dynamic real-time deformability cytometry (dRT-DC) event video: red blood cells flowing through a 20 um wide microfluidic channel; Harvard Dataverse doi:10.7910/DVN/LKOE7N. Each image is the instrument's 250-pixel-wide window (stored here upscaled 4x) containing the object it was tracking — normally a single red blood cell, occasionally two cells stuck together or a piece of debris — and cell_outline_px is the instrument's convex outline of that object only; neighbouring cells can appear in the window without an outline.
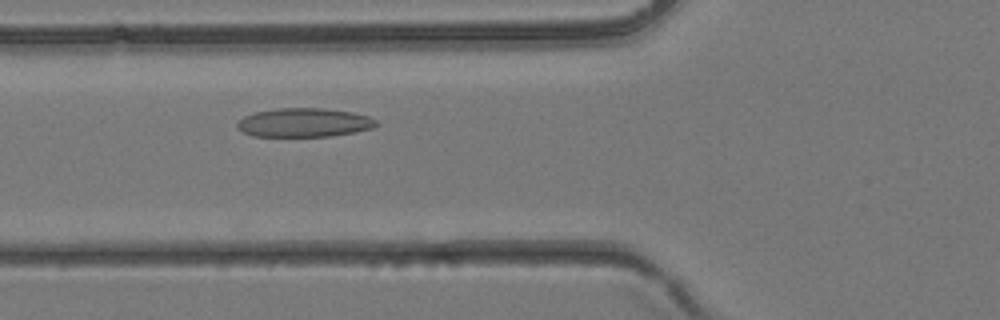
{"species": "common noctule bat (a hibernating species)", "species_latin": "Nyctalus noctula", "temperature_condition": "room temperature", "stored_images_in_passage": 33, "camera_frame_rate_fps": 3000, "um_per_image_px": 0.085, "animal": {"sex": "female", "body_mass_g": 24.6, "forearm_length_mm": 56.2}, "frame": {"image": 1, "passage_image": 9, "time_ms": 2.667, "image_size_px": [1000, 320], "cell_outline_px": [[376, 128], [356, 132], [332, 136], [252, 136], [244, 132], [236, 124], [244, 116], [256, 112], [276, 108], [324, 108], [352, 112], [368, 116], [376, 120]], "centroid_in_image_um": [25.89, 10.42], "position_along_channel_um": 99.9, "area_um2": 23.35}}
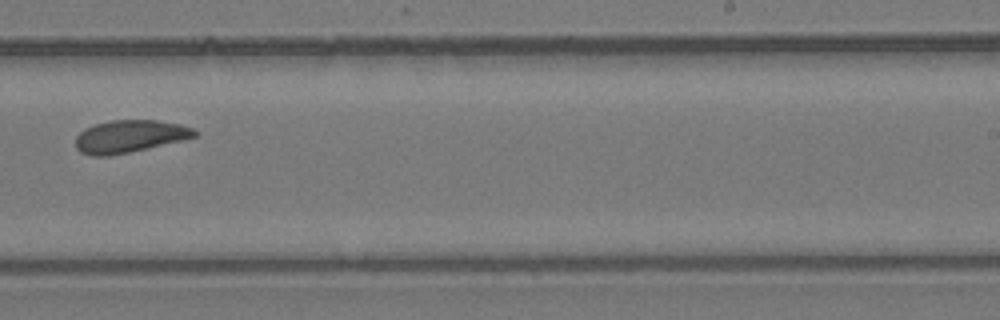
{"frame": {"image": 2, "passage_image": 19, "time_ms": 6.0, "image_size_px": [1000, 320], "cell_outline_px": [[200, 132], [196, 136], [184, 140], [148, 148], [108, 156], [92, 156], [80, 152], [76, 148], [76, 136], [84, 128], [96, 124], [112, 120], [156, 120], [180, 124], [196, 128]], "centroid_in_image_um": [11.06, 11.58], "position_along_channel_um": 277.9, "area_um2": 22.66}}
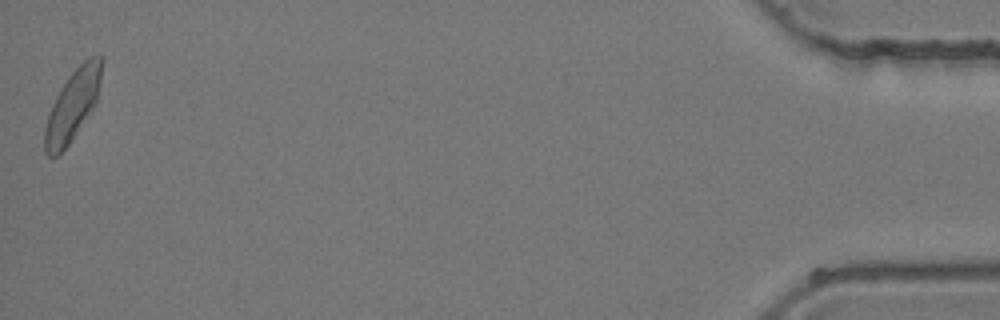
{"frame": {"image": 3, "passage_image": 33, "time_ms": 10.667, "image_size_px": [1000, 320], "cell_outline_px": [[104, 60], [96, 104], [92, 112], [68, 144], [56, 156], [48, 156], [44, 152], [44, 128], [52, 104], [60, 88], [68, 76], [84, 60], [92, 56], [104, 56]], "centroid_in_image_um": [6.19, 8.92], "position_along_channel_um": 429.0, "area_um2": 23.47}}